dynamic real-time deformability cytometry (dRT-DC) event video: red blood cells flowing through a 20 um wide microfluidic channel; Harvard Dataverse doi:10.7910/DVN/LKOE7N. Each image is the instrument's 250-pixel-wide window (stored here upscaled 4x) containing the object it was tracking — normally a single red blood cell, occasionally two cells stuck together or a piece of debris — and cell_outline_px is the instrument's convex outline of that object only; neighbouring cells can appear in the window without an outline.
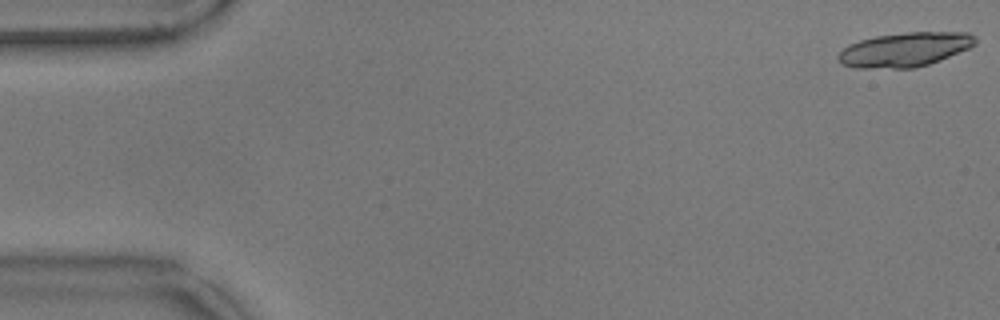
{"species": "common noctule bat (a hibernating species)", "species_latin": "Nyctalus noctula", "temperature_condition": "warm", "stored_images_in_passage": 7, "camera_frame_rate_fps": 3000, "um_per_image_px": 0.085, "animal": {"sex": "male", "body_mass_g": 17.9}, "frame": {"image": 1, "passage_image": 1, "time_ms": 0.0, "image_size_px": [1000, 320], "cell_outline_px": [[976, 44], [968, 48], [940, 60], [916, 68], [856, 68], [840, 64], [836, 60], [836, 56], [848, 44], [860, 40], [876, 36], [908, 32], [968, 32], [976, 36]], "centroid_in_image_um": [76.88, 4.22], "position_along_channel_um": 8.1, "area_um2": 27.51}}